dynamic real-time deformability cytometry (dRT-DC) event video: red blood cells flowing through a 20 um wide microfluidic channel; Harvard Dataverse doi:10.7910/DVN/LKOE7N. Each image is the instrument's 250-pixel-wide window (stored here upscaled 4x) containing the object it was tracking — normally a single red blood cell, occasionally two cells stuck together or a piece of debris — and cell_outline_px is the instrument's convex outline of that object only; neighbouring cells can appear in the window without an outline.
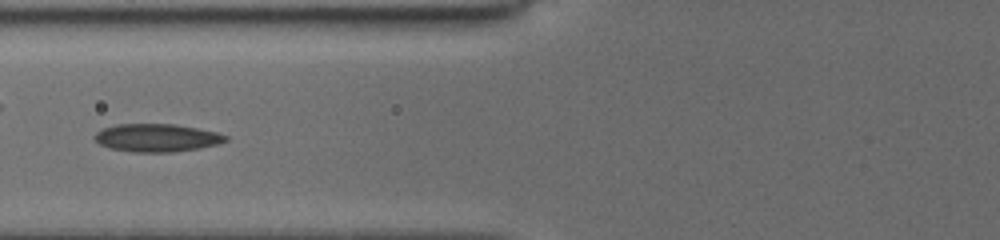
{"species": "common noctule bat (a hibernating species)", "species_latin": "Nyctalus noctula", "temperature_condition": "cold", "stored_images_in_passage": 9, "camera_frame_rate_fps": 3000, "um_per_image_px": 0.085, "animal": {"sex": "female", "body_mass_g": 19.5, "forearm_length_mm": 54.1}, "frame": {"image": 1, "passage_image": 8, "time_ms": 5.333, "image_size_px": [1000, 240], "cell_outline_px": [[228, 140], [216, 144], [200, 148], [172, 152], [132, 152], [108, 148], [92, 140], [92, 136], [96, 132], [104, 128], [116, 124], [172, 124], [196, 128], [216, 132], [228, 136]], "centroid_in_image_um": [13.27, 11.72], "position_along_channel_um": 112.5, "area_um2": 21.39}}